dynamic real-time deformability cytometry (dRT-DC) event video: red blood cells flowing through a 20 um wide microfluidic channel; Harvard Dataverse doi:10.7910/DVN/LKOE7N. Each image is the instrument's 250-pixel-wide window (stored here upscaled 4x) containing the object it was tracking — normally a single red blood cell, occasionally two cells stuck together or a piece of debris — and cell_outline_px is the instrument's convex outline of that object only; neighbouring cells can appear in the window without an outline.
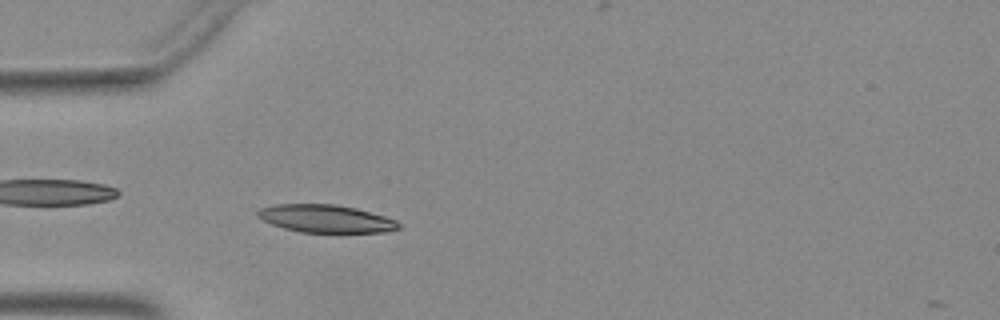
{"species": "Egyptian fruit bat (a non-hibernating species)", "species_latin": "Rousettus aegyptiacus", "temperature_condition": "warm", "stored_images_in_passage": 6, "camera_frame_rate_fps": 3000, "um_per_image_px": 0.085, "animal": {"sex": "female"}, "frame": {"image": 1, "passage_image": 5, "time_ms": 1.333, "image_size_px": [1000, 320], "cell_outline_px": [[400, 228], [388, 232], [300, 232], [284, 228], [272, 224], [256, 216], [256, 212], [260, 208], [272, 204], [336, 204], [356, 208], [384, 216], [396, 220], [400, 224]], "centroid_in_image_um": [27.68, 18.58], "position_along_channel_um": 57.3, "area_um2": 22.83}}